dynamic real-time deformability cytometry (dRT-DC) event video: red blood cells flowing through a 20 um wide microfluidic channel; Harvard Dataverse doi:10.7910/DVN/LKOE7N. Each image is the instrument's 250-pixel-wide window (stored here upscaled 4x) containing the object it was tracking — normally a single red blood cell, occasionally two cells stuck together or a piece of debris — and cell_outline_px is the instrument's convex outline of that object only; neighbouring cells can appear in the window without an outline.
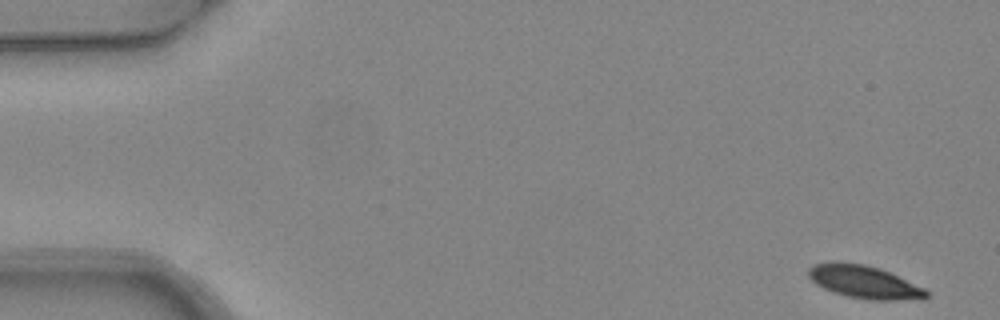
{"species": "common noctule bat (a hibernating species)", "species_latin": "Nyctalus noctula", "temperature_condition": "warm", "stored_images_in_passage": 5, "camera_frame_rate_fps": 3000, "um_per_image_px": 0.085, "animal": {"sex": "female", "body_mass_g": 24.6, "forearm_length_mm": 56.2}, "frame": {"image": 1, "passage_image": 1, "time_ms": 0.0, "image_size_px": [1000, 320], "cell_outline_px": [[932, 296], [924, 300], [868, 300], [848, 296], [832, 292], [816, 284], [808, 276], [808, 268], [812, 264], [864, 264], [880, 268], [924, 288]], "centroid_in_image_um": [73.54, 24.02], "position_along_channel_um": 11.5, "area_um2": 22.25}}
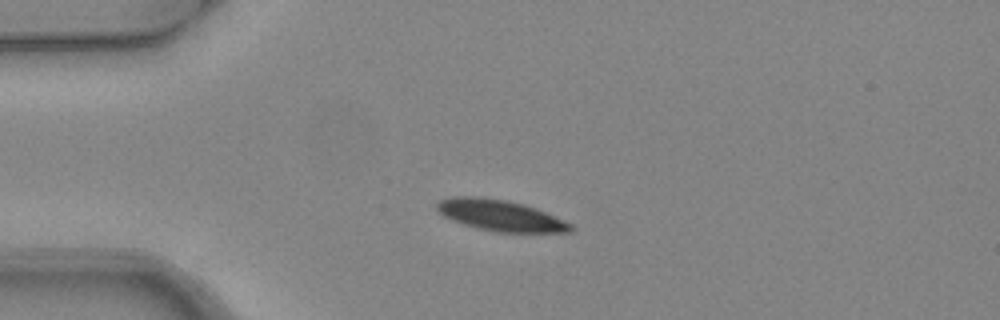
{"frame": {"image": 2, "passage_image": 4, "time_ms": 1.0, "image_size_px": [1000, 320], "cell_outline_px": [[576, 228], [572, 232], [496, 232], [476, 228], [452, 220], [444, 216], [436, 208], [436, 204], [440, 200], [452, 196], [476, 196], [504, 200], [524, 204], [536, 208], [572, 224]], "centroid_in_image_um": [42.53, 18.31], "position_along_channel_um": 42.5, "area_um2": 24.16}}